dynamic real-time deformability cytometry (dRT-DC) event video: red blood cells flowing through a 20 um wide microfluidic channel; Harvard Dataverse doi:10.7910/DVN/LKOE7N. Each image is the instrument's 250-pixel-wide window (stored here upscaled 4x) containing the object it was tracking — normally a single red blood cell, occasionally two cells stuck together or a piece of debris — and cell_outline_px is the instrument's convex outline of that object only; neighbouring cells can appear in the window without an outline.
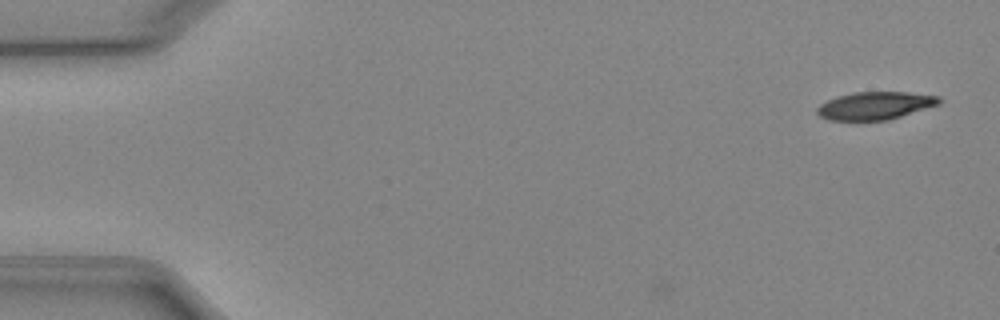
{"species": "Egyptian fruit bat (a non-hibernating species)", "species_latin": "Rousettus aegyptiacus", "temperature_condition": "cold", "stored_images_in_passage": 2, "camera_frame_rate_fps": 3000, "um_per_image_px": 0.085, "animal": {"sex": "female"}, "frame": {"image": 1, "passage_image": 2, "time_ms": 0.333, "image_size_px": [1000, 320], "cell_outline_px": [[940, 104], [888, 120], [828, 120], [820, 116], [816, 112], [816, 108], [820, 104], [836, 96], [852, 92], [908, 92], [940, 96]], "centroid_in_image_um": [74.37, 8.97], "position_along_channel_um": 10.6, "area_um2": 19.77}}